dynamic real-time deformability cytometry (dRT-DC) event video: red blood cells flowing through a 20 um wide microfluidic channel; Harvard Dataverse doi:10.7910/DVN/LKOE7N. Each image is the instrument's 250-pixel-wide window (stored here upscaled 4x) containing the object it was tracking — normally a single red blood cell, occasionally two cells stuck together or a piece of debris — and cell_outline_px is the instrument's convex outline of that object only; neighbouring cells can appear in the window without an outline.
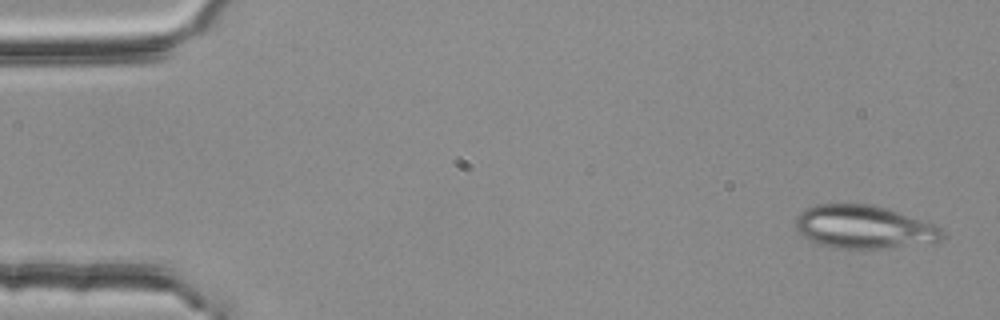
{"species": "common noctule bat (a hibernating species)", "species_latin": "Nyctalus noctula", "temperature_condition": "room temperature", "stored_images_in_passage": 3, "camera_frame_rate_fps": 3000, "um_per_image_px": 0.085, "animal": {"sex": "female", "body_mass_g": 25.1}, "frame": {"image": 1, "passage_image": 1, "time_ms": 0.0, "image_size_px": [1000, 320], "cell_outline_px": [[944, 236], [936, 244], [884, 248], [836, 248], [816, 244], [804, 236], [796, 228], [796, 216], [800, 212], [816, 204], [876, 204], [888, 208], [932, 224], [940, 228], [944, 232]], "centroid_in_image_um": [73.47, 19.3], "position_along_channel_um": 11.5, "area_um2": 37.17}}